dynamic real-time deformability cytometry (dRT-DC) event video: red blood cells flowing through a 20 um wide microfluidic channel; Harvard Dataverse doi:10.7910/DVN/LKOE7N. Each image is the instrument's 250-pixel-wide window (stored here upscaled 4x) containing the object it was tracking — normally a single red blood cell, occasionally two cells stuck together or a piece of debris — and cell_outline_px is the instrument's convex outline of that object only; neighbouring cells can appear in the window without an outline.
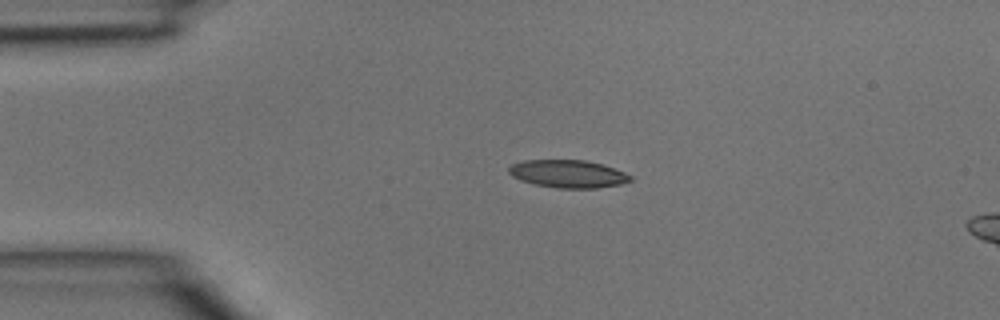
{"species": "common noctule bat (a hibernating species)", "species_latin": "Nyctalus noctula", "temperature_condition": "room temperature", "stored_images_in_passage": 3, "camera_frame_rate_fps": 3000, "um_per_image_px": 0.085, "animal": {"sex": "male", "body_mass_g": 15.6}, "frame": {"image": 1, "passage_image": 2, "time_ms": 0.333, "image_size_px": [1000, 320], "cell_outline_px": [[632, 180], [620, 184], [596, 188], [556, 188], [532, 184], [520, 180], [512, 176], [508, 172], [508, 168], [512, 164], [524, 160], [584, 160], [604, 164], [624, 172], [632, 176]], "centroid_in_image_um": [48.27, 14.77], "position_along_channel_um": 36.7, "area_um2": 19.77}}